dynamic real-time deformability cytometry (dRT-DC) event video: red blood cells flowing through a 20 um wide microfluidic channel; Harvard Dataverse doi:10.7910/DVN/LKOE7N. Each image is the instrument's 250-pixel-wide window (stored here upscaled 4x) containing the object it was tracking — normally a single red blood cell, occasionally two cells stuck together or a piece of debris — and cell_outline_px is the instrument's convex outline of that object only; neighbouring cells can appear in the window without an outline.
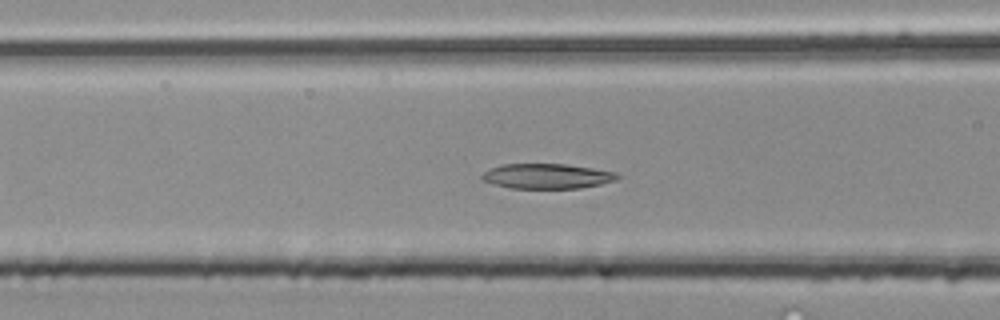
{"species": "common noctule bat (a hibernating species)", "species_latin": "Nyctalus noctula", "temperature_condition": "room temperature", "stored_images_in_passage": 32, "camera_frame_rate_fps": 3000, "um_per_image_px": 0.085, "animal": {"sex": "male", "body_mass_g": 20.4}, "frame": {"image": 1, "passage_image": 11, "time_ms": 3.333, "image_size_px": [1000, 320], "cell_outline_px": [[620, 176], [616, 180], [600, 184], [580, 188], [512, 188], [480, 180], [480, 176], [488, 168], [500, 164], [564, 164], [620, 172]], "centroid_in_image_um": [46.49, 14.96], "position_along_channel_um": 120.1, "area_um2": 19.83}}
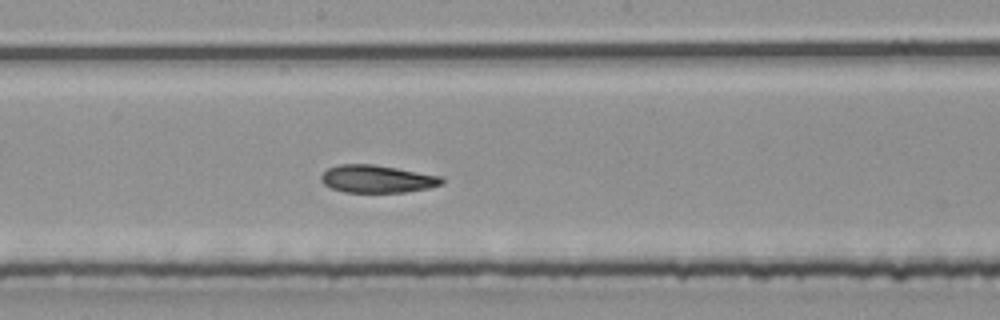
{"frame": {"image": 2, "passage_image": 18, "time_ms": 5.667, "image_size_px": [1000, 320], "cell_outline_px": [[444, 184], [428, 188], [404, 192], [344, 192], [332, 188], [324, 184], [320, 180], [320, 176], [328, 168], [340, 164], [372, 164], [444, 176]], "centroid_in_image_um": [32.08, 15.21], "position_along_channel_um": 216.1, "area_um2": 19.48}}
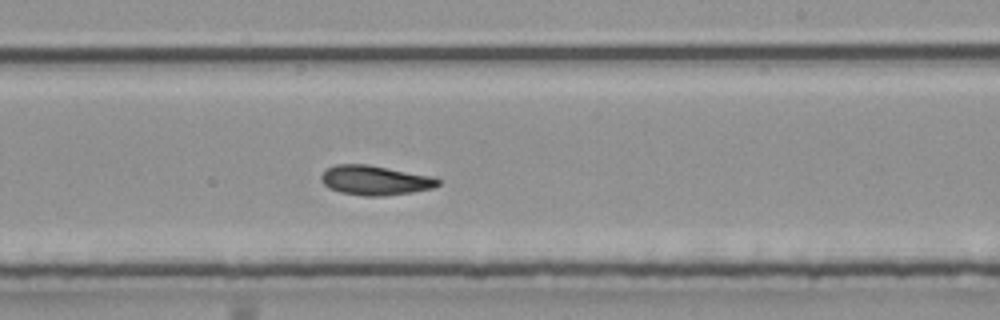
{"frame": {"image": 3, "passage_image": 21, "time_ms": 6.667, "image_size_px": [1000, 320], "cell_outline_px": [[440, 184], [432, 188], [412, 192], [384, 196], [364, 196], [340, 192], [328, 188], [320, 180], [320, 176], [324, 168], [336, 164], [368, 164], [432, 176], [440, 180]], "centroid_in_image_um": [31.83, 15.32], "position_along_channel_um": 257.2, "area_um2": 20.35}, "authors_computed_cell_mechanics": {"area_um2": 20.0855, "velocity_mm_per_s": 4.1145, "shape_relaxation_time_tau1_ms": 5.2652, "shape_relaxation_time_tau2_ms": 5.6752, "deformation_change_tau1": 0.1599, "deformation_change_tau2": 0.1414}}